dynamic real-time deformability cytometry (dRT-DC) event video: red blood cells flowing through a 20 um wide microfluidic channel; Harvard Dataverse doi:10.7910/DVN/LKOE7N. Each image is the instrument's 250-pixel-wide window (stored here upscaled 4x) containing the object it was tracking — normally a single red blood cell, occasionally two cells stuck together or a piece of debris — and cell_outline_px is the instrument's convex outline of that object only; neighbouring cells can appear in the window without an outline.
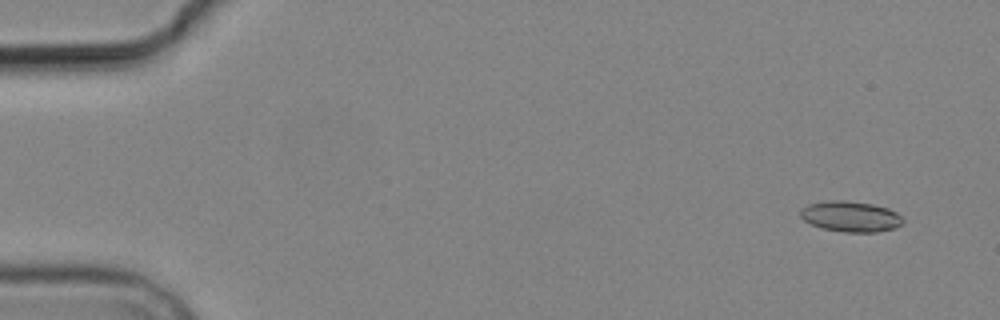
{"species": "common noctule bat (a hibernating species)", "species_latin": "Nyctalus noctula", "temperature_condition": "cold", "stored_images_in_passage": 7, "camera_frame_rate_fps": 3000, "um_per_image_px": 0.085, "animal": {"sex": "male", "body_mass_g": 19.2, "forearm_length_mm": 51.8}, "frame": {"image": 1, "passage_image": 2, "time_ms": 1.0, "image_size_px": [1000, 320], "cell_outline_px": [[904, 224], [896, 228], [876, 232], [844, 232], [820, 228], [804, 220], [800, 216], [800, 208], [808, 204], [832, 200], [840, 200], [872, 204], [888, 208], [896, 212], [904, 220]], "centroid_in_image_um": [72.31, 18.41], "position_along_channel_um": 12.7, "area_um2": 18.38}}
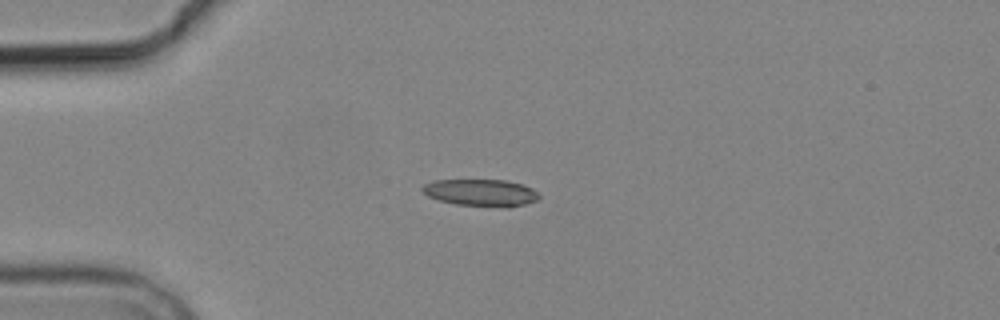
{"frame": {"image": 2, "passage_image": 5, "time_ms": 4.667, "image_size_px": [1000, 320], "cell_outline_px": [[540, 196], [536, 200], [524, 204], [508, 208], [456, 204], [440, 200], [428, 196], [420, 188], [424, 184], [432, 180], [504, 180], [524, 184], [532, 188]], "centroid_in_image_um": [40.88, 16.37], "position_along_channel_um": 44.1, "area_um2": 18.38}}
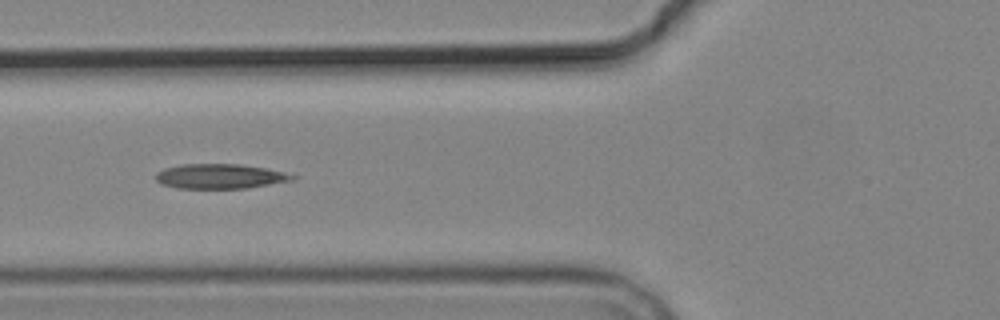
{"frame": {"image": 3, "passage_image": 7, "time_ms": 7.0, "image_size_px": [1000, 320], "cell_outline_px": [[296, 180], [248, 188], [176, 188], [160, 184], [156, 180], [156, 172], [164, 168], [180, 164], [240, 164], [264, 168], [284, 172], [296, 176]], "centroid_in_image_um": [18.69, 14.99], "position_along_channel_um": 107.1, "area_um2": 19.83}}